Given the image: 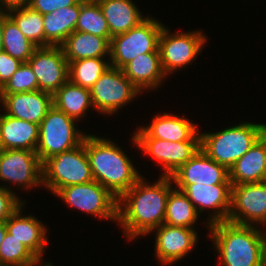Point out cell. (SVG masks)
I'll list each match as a JSON object with an SVG mask.
<instances>
[{
	"label": "cell",
	"instance_id": "1",
	"mask_svg": "<svg viewBox=\"0 0 266 266\" xmlns=\"http://www.w3.org/2000/svg\"><path fill=\"white\" fill-rule=\"evenodd\" d=\"M171 176H161L156 183L141 177L118 199L117 223L124 237L133 240L164 223L169 192L174 188Z\"/></svg>",
	"mask_w": 266,
	"mask_h": 266
},
{
	"label": "cell",
	"instance_id": "2",
	"mask_svg": "<svg viewBox=\"0 0 266 266\" xmlns=\"http://www.w3.org/2000/svg\"><path fill=\"white\" fill-rule=\"evenodd\" d=\"M85 149L93 179L109 190L117 199L142 176L122 150L109 138L87 133Z\"/></svg>",
	"mask_w": 266,
	"mask_h": 266
},
{
	"label": "cell",
	"instance_id": "3",
	"mask_svg": "<svg viewBox=\"0 0 266 266\" xmlns=\"http://www.w3.org/2000/svg\"><path fill=\"white\" fill-rule=\"evenodd\" d=\"M220 266H265V232L260 227L228 221L208 227Z\"/></svg>",
	"mask_w": 266,
	"mask_h": 266
},
{
	"label": "cell",
	"instance_id": "4",
	"mask_svg": "<svg viewBox=\"0 0 266 266\" xmlns=\"http://www.w3.org/2000/svg\"><path fill=\"white\" fill-rule=\"evenodd\" d=\"M266 132V124L242 122L219 132H200V149L228 170Z\"/></svg>",
	"mask_w": 266,
	"mask_h": 266
},
{
	"label": "cell",
	"instance_id": "5",
	"mask_svg": "<svg viewBox=\"0 0 266 266\" xmlns=\"http://www.w3.org/2000/svg\"><path fill=\"white\" fill-rule=\"evenodd\" d=\"M93 180L85 138L79 146L56 154L42 163V186L54 195L61 188Z\"/></svg>",
	"mask_w": 266,
	"mask_h": 266
},
{
	"label": "cell",
	"instance_id": "6",
	"mask_svg": "<svg viewBox=\"0 0 266 266\" xmlns=\"http://www.w3.org/2000/svg\"><path fill=\"white\" fill-rule=\"evenodd\" d=\"M76 121L54 105L49 109L39 124L36 153L41 163L56 154L75 148L83 142L87 134L77 129Z\"/></svg>",
	"mask_w": 266,
	"mask_h": 266
},
{
	"label": "cell",
	"instance_id": "7",
	"mask_svg": "<svg viewBox=\"0 0 266 266\" xmlns=\"http://www.w3.org/2000/svg\"><path fill=\"white\" fill-rule=\"evenodd\" d=\"M146 16L126 33L113 36L110 42V66L122 69L140 54L159 52V37L163 29L155 18Z\"/></svg>",
	"mask_w": 266,
	"mask_h": 266
},
{
	"label": "cell",
	"instance_id": "8",
	"mask_svg": "<svg viewBox=\"0 0 266 266\" xmlns=\"http://www.w3.org/2000/svg\"><path fill=\"white\" fill-rule=\"evenodd\" d=\"M55 195L88 215L118 220V199L96 180L61 188Z\"/></svg>",
	"mask_w": 266,
	"mask_h": 266
},
{
	"label": "cell",
	"instance_id": "9",
	"mask_svg": "<svg viewBox=\"0 0 266 266\" xmlns=\"http://www.w3.org/2000/svg\"><path fill=\"white\" fill-rule=\"evenodd\" d=\"M93 108L112 115L142 92L124 75L122 69L108 67L90 89Z\"/></svg>",
	"mask_w": 266,
	"mask_h": 266
},
{
	"label": "cell",
	"instance_id": "10",
	"mask_svg": "<svg viewBox=\"0 0 266 266\" xmlns=\"http://www.w3.org/2000/svg\"><path fill=\"white\" fill-rule=\"evenodd\" d=\"M164 25L159 37L161 66L166 75L174 73L195 62L204 44L207 42L205 33L200 30L171 33Z\"/></svg>",
	"mask_w": 266,
	"mask_h": 266
},
{
	"label": "cell",
	"instance_id": "11",
	"mask_svg": "<svg viewBox=\"0 0 266 266\" xmlns=\"http://www.w3.org/2000/svg\"><path fill=\"white\" fill-rule=\"evenodd\" d=\"M132 141L141 152L162 165L161 176H171L200 150V131L189 141H166L157 138H135Z\"/></svg>",
	"mask_w": 266,
	"mask_h": 266
},
{
	"label": "cell",
	"instance_id": "12",
	"mask_svg": "<svg viewBox=\"0 0 266 266\" xmlns=\"http://www.w3.org/2000/svg\"><path fill=\"white\" fill-rule=\"evenodd\" d=\"M227 221L266 226V181L231 185V209Z\"/></svg>",
	"mask_w": 266,
	"mask_h": 266
},
{
	"label": "cell",
	"instance_id": "13",
	"mask_svg": "<svg viewBox=\"0 0 266 266\" xmlns=\"http://www.w3.org/2000/svg\"><path fill=\"white\" fill-rule=\"evenodd\" d=\"M0 181L23 190L42 186V163L36 151L4 149L0 152ZM20 184V185H19Z\"/></svg>",
	"mask_w": 266,
	"mask_h": 266
},
{
	"label": "cell",
	"instance_id": "14",
	"mask_svg": "<svg viewBox=\"0 0 266 266\" xmlns=\"http://www.w3.org/2000/svg\"><path fill=\"white\" fill-rule=\"evenodd\" d=\"M38 82V90L52 95L69 80V63L61 46L37 47L27 61Z\"/></svg>",
	"mask_w": 266,
	"mask_h": 266
},
{
	"label": "cell",
	"instance_id": "15",
	"mask_svg": "<svg viewBox=\"0 0 266 266\" xmlns=\"http://www.w3.org/2000/svg\"><path fill=\"white\" fill-rule=\"evenodd\" d=\"M171 178L176 189L182 191L187 185L231 184L229 170L208 157L201 149L184 165L176 170Z\"/></svg>",
	"mask_w": 266,
	"mask_h": 266
},
{
	"label": "cell",
	"instance_id": "16",
	"mask_svg": "<svg viewBox=\"0 0 266 266\" xmlns=\"http://www.w3.org/2000/svg\"><path fill=\"white\" fill-rule=\"evenodd\" d=\"M182 191L199 215L204 213L205 209L214 210L209 214V219L207 217L206 227L216 222L227 221L231 209V184L195 183L187 185Z\"/></svg>",
	"mask_w": 266,
	"mask_h": 266
},
{
	"label": "cell",
	"instance_id": "17",
	"mask_svg": "<svg viewBox=\"0 0 266 266\" xmlns=\"http://www.w3.org/2000/svg\"><path fill=\"white\" fill-rule=\"evenodd\" d=\"M155 235V256L163 265L175 264L192 252L198 243V233L187 227H172L163 223L150 233Z\"/></svg>",
	"mask_w": 266,
	"mask_h": 266
},
{
	"label": "cell",
	"instance_id": "18",
	"mask_svg": "<svg viewBox=\"0 0 266 266\" xmlns=\"http://www.w3.org/2000/svg\"><path fill=\"white\" fill-rule=\"evenodd\" d=\"M0 104L5 114L39 125L53 106V95L41 90L0 94Z\"/></svg>",
	"mask_w": 266,
	"mask_h": 266
},
{
	"label": "cell",
	"instance_id": "19",
	"mask_svg": "<svg viewBox=\"0 0 266 266\" xmlns=\"http://www.w3.org/2000/svg\"><path fill=\"white\" fill-rule=\"evenodd\" d=\"M197 126L187 118L169 113L155 115L150 125L139 126L135 138H157L180 142L191 140L198 132Z\"/></svg>",
	"mask_w": 266,
	"mask_h": 266
},
{
	"label": "cell",
	"instance_id": "20",
	"mask_svg": "<svg viewBox=\"0 0 266 266\" xmlns=\"http://www.w3.org/2000/svg\"><path fill=\"white\" fill-rule=\"evenodd\" d=\"M21 205L6 221L7 232L21 241L40 261L48 243L46 225L35 216L23 215Z\"/></svg>",
	"mask_w": 266,
	"mask_h": 266
},
{
	"label": "cell",
	"instance_id": "21",
	"mask_svg": "<svg viewBox=\"0 0 266 266\" xmlns=\"http://www.w3.org/2000/svg\"><path fill=\"white\" fill-rule=\"evenodd\" d=\"M231 185L266 181V132L229 169Z\"/></svg>",
	"mask_w": 266,
	"mask_h": 266
},
{
	"label": "cell",
	"instance_id": "22",
	"mask_svg": "<svg viewBox=\"0 0 266 266\" xmlns=\"http://www.w3.org/2000/svg\"><path fill=\"white\" fill-rule=\"evenodd\" d=\"M122 71L141 92L160 87L167 76L161 66L160 52L140 54L128 62Z\"/></svg>",
	"mask_w": 266,
	"mask_h": 266
},
{
	"label": "cell",
	"instance_id": "23",
	"mask_svg": "<svg viewBox=\"0 0 266 266\" xmlns=\"http://www.w3.org/2000/svg\"><path fill=\"white\" fill-rule=\"evenodd\" d=\"M0 131L4 149L36 151L39 125L0 113Z\"/></svg>",
	"mask_w": 266,
	"mask_h": 266
},
{
	"label": "cell",
	"instance_id": "24",
	"mask_svg": "<svg viewBox=\"0 0 266 266\" xmlns=\"http://www.w3.org/2000/svg\"><path fill=\"white\" fill-rule=\"evenodd\" d=\"M60 46L68 63L86 58H110V42L86 32L74 31Z\"/></svg>",
	"mask_w": 266,
	"mask_h": 266
},
{
	"label": "cell",
	"instance_id": "25",
	"mask_svg": "<svg viewBox=\"0 0 266 266\" xmlns=\"http://www.w3.org/2000/svg\"><path fill=\"white\" fill-rule=\"evenodd\" d=\"M108 23L111 37L126 33L144 17L132 0H96Z\"/></svg>",
	"mask_w": 266,
	"mask_h": 266
},
{
	"label": "cell",
	"instance_id": "26",
	"mask_svg": "<svg viewBox=\"0 0 266 266\" xmlns=\"http://www.w3.org/2000/svg\"><path fill=\"white\" fill-rule=\"evenodd\" d=\"M80 13V2L43 15L45 47L60 46L75 31Z\"/></svg>",
	"mask_w": 266,
	"mask_h": 266
},
{
	"label": "cell",
	"instance_id": "27",
	"mask_svg": "<svg viewBox=\"0 0 266 266\" xmlns=\"http://www.w3.org/2000/svg\"><path fill=\"white\" fill-rule=\"evenodd\" d=\"M53 105L77 121L93 108L91 92L68 80L53 94Z\"/></svg>",
	"mask_w": 266,
	"mask_h": 266
},
{
	"label": "cell",
	"instance_id": "28",
	"mask_svg": "<svg viewBox=\"0 0 266 266\" xmlns=\"http://www.w3.org/2000/svg\"><path fill=\"white\" fill-rule=\"evenodd\" d=\"M200 215L189 198L176 188H173L168 195L166 215L164 223L172 227H187L195 229V223Z\"/></svg>",
	"mask_w": 266,
	"mask_h": 266
},
{
	"label": "cell",
	"instance_id": "29",
	"mask_svg": "<svg viewBox=\"0 0 266 266\" xmlns=\"http://www.w3.org/2000/svg\"><path fill=\"white\" fill-rule=\"evenodd\" d=\"M75 31L86 32L106 38L111 42L108 23L102 9L96 0H81L80 13Z\"/></svg>",
	"mask_w": 266,
	"mask_h": 266
},
{
	"label": "cell",
	"instance_id": "30",
	"mask_svg": "<svg viewBox=\"0 0 266 266\" xmlns=\"http://www.w3.org/2000/svg\"><path fill=\"white\" fill-rule=\"evenodd\" d=\"M7 13L27 39L37 47H45L43 15L40 12L23 6L11 9Z\"/></svg>",
	"mask_w": 266,
	"mask_h": 266
},
{
	"label": "cell",
	"instance_id": "31",
	"mask_svg": "<svg viewBox=\"0 0 266 266\" xmlns=\"http://www.w3.org/2000/svg\"><path fill=\"white\" fill-rule=\"evenodd\" d=\"M106 58H86L69 62V80L83 88L91 89L105 70L110 67Z\"/></svg>",
	"mask_w": 266,
	"mask_h": 266
},
{
	"label": "cell",
	"instance_id": "32",
	"mask_svg": "<svg viewBox=\"0 0 266 266\" xmlns=\"http://www.w3.org/2000/svg\"><path fill=\"white\" fill-rule=\"evenodd\" d=\"M36 48L37 46L23 35L10 17L4 21L3 50L7 54L21 62H27Z\"/></svg>",
	"mask_w": 266,
	"mask_h": 266
},
{
	"label": "cell",
	"instance_id": "33",
	"mask_svg": "<svg viewBox=\"0 0 266 266\" xmlns=\"http://www.w3.org/2000/svg\"><path fill=\"white\" fill-rule=\"evenodd\" d=\"M40 263L21 241L6 232L0 246V266H37Z\"/></svg>",
	"mask_w": 266,
	"mask_h": 266
},
{
	"label": "cell",
	"instance_id": "34",
	"mask_svg": "<svg viewBox=\"0 0 266 266\" xmlns=\"http://www.w3.org/2000/svg\"><path fill=\"white\" fill-rule=\"evenodd\" d=\"M38 90V82L28 62H23L10 80L0 90V94L32 92Z\"/></svg>",
	"mask_w": 266,
	"mask_h": 266
},
{
	"label": "cell",
	"instance_id": "35",
	"mask_svg": "<svg viewBox=\"0 0 266 266\" xmlns=\"http://www.w3.org/2000/svg\"><path fill=\"white\" fill-rule=\"evenodd\" d=\"M24 203L8 185H0V222H5Z\"/></svg>",
	"mask_w": 266,
	"mask_h": 266
},
{
	"label": "cell",
	"instance_id": "36",
	"mask_svg": "<svg viewBox=\"0 0 266 266\" xmlns=\"http://www.w3.org/2000/svg\"><path fill=\"white\" fill-rule=\"evenodd\" d=\"M81 0H30L28 6L42 15L52 13L63 7L73 6Z\"/></svg>",
	"mask_w": 266,
	"mask_h": 266
},
{
	"label": "cell",
	"instance_id": "37",
	"mask_svg": "<svg viewBox=\"0 0 266 266\" xmlns=\"http://www.w3.org/2000/svg\"><path fill=\"white\" fill-rule=\"evenodd\" d=\"M22 63L20 60L7 54L4 50L0 52V90L10 80L13 73Z\"/></svg>",
	"mask_w": 266,
	"mask_h": 266
},
{
	"label": "cell",
	"instance_id": "38",
	"mask_svg": "<svg viewBox=\"0 0 266 266\" xmlns=\"http://www.w3.org/2000/svg\"><path fill=\"white\" fill-rule=\"evenodd\" d=\"M30 0H0V10L9 11L11 9L28 6Z\"/></svg>",
	"mask_w": 266,
	"mask_h": 266
},
{
	"label": "cell",
	"instance_id": "39",
	"mask_svg": "<svg viewBox=\"0 0 266 266\" xmlns=\"http://www.w3.org/2000/svg\"><path fill=\"white\" fill-rule=\"evenodd\" d=\"M7 11L0 10V52L3 51V27L4 21L8 18Z\"/></svg>",
	"mask_w": 266,
	"mask_h": 266
},
{
	"label": "cell",
	"instance_id": "40",
	"mask_svg": "<svg viewBox=\"0 0 266 266\" xmlns=\"http://www.w3.org/2000/svg\"><path fill=\"white\" fill-rule=\"evenodd\" d=\"M6 232H7V228H6L5 222H0V246H1L2 241L5 238Z\"/></svg>",
	"mask_w": 266,
	"mask_h": 266
},
{
	"label": "cell",
	"instance_id": "41",
	"mask_svg": "<svg viewBox=\"0 0 266 266\" xmlns=\"http://www.w3.org/2000/svg\"><path fill=\"white\" fill-rule=\"evenodd\" d=\"M4 150V145L2 142V137H1V131H0V152Z\"/></svg>",
	"mask_w": 266,
	"mask_h": 266
},
{
	"label": "cell",
	"instance_id": "42",
	"mask_svg": "<svg viewBox=\"0 0 266 266\" xmlns=\"http://www.w3.org/2000/svg\"><path fill=\"white\" fill-rule=\"evenodd\" d=\"M43 264H40V266H52V263H50V262H48V263L46 262V263H43Z\"/></svg>",
	"mask_w": 266,
	"mask_h": 266
},
{
	"label": "cell",
	"instance_id": "43",
	"mask_svg": "<svg viewBox=\"0 0 266 266\" xmlns=\"http://www.w3.org/2000/svg\"><path fill=\"white\" fill-rule=\"evenodd\" d=\"M264 255H265V266H266V237H265V253H264Z\"/></svg>",
	"mask_w": 266,
	"mask_h": 266
}]
</instances>
